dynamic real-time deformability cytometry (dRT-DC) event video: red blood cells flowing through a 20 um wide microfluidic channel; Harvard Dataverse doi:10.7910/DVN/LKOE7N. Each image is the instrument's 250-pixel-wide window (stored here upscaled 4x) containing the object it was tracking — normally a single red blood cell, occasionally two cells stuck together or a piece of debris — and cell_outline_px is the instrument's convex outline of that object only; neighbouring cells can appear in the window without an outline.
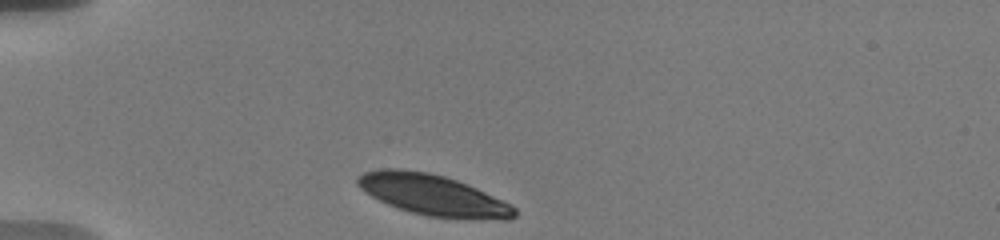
{"species": "human", "species_latin": "Homo sapiens", "temperature_condition": "warm", "stored_images_in_passage": 11, "camera_frame_rate_fps": 3000, "um_per_image_px": 0.085, "donor": {"sex": "male"}, "frame": {"image": 1, "passage_image": 1, "time_ms": 0.0, "image_size_px": [1000, 240], "cell_outline_px": [[516, 216], [512, 220], [500, 220], [428, 216], [412, 212], [388, 204], [372, 196], [360, 188], [356, 184], [356, 180], [364, 172], [380, 168], [400, 168], [428, 172], [444, 176], [468, 184], [512, 204], [516, 208]], "centroid_in_image_um": [36.84, 16.57], "position_along_channel_um": 48.2, "area_um2": 37.28}}
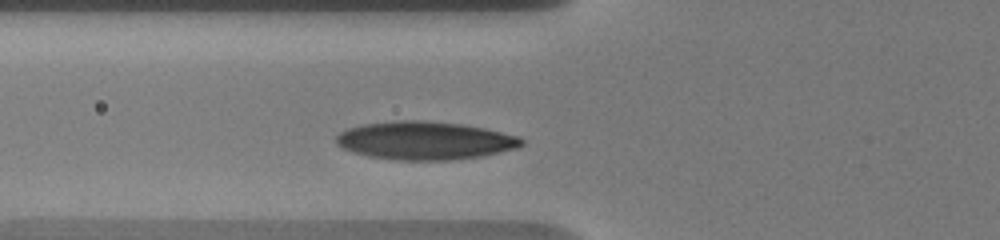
{"frame": {"image": 2, "passage_image": 8, "time_ms": 2.0, "image_size_px": [1000, 240], "cell_outline_px": [[524, 144], [516, 148], [484, 156], [452, 160], [396, 160], [368, 156], [352, 152], [336, 144], [336, 136], [340, 132], [348, 128], [364, 124], [400, 120], [424, 120], [460, 124], [484, 128], [520, 136], [524, 140]], "centroid_in_image_um": [36.13, 11.95], "position_along_channel_um": 89.7, "area_um2": 41.33}}
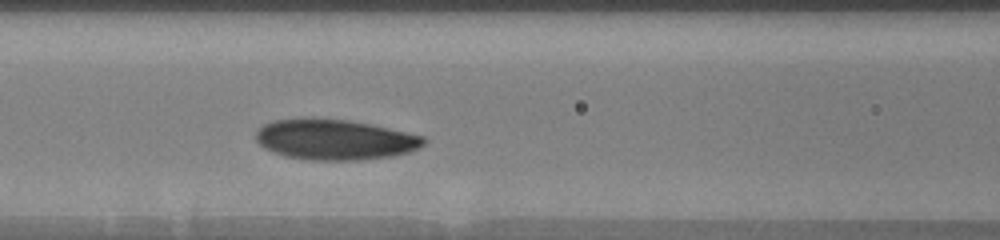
{"frame": {"image": 3, "passage_image": 11, "time_ms": 3.333, "image_size_px": [1000, 240], "cell_outline_px": [[428, 140], [424, 144], [408, 152], [392, 156], [360, 160], [308, 160], [284, 156], [264, 148], [256, 140], [256, 132], [264, 124], [272, 120], [300, 116], [348, 120], [388, 128], [424, 136]], "centroid_in_image_um": [28.41, 11.84], "position_along_channel_um": 138.2, "area_um2": 39.94}}